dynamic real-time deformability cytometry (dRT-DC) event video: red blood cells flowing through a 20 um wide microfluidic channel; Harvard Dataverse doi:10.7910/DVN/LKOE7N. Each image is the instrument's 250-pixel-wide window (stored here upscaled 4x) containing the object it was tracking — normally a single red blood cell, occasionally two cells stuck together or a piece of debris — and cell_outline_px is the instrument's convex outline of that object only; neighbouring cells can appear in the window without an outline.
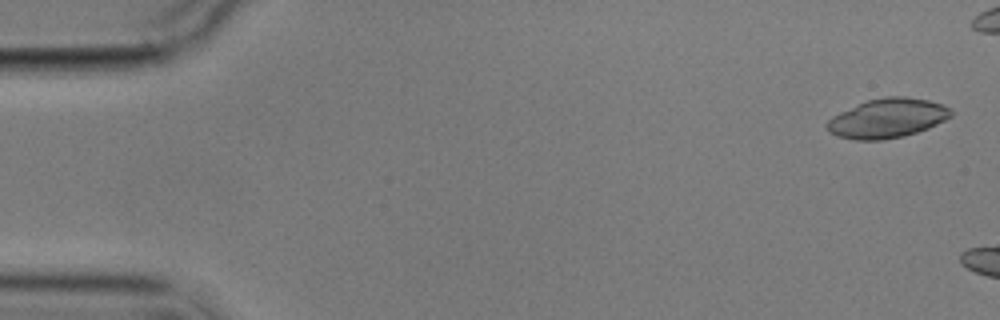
{"species": "common noctule bat (a hibernating species)", "species_latin": "Nyctalus noctula", "temperature_condition": "cold", "stored_images_in_passage": 3, "camera_frame_rate_fps": 3000, "um_per_image_px": 0.085, "animal": {"sex": "male", "body_mass_g": 17.9}, "frame": {"image": 1, "passage_image": 1, "time_ms": 0.0, "image_size_px": [1000, 320], "cell_outline_px": [[952, 116], [928, 128], [904, 136], [880, 140], [856, 140], [836, 136], [828, 132], [824, 124], [832, 116], [840, 112], [868, 100], [884, 96], [904, 96], [928, 100], [944, 104], [952, 112]], "centroid_in_image_um": [75.4, 10.05], "position_along_channel_um": 9.6, "area_um2": 28.44}}